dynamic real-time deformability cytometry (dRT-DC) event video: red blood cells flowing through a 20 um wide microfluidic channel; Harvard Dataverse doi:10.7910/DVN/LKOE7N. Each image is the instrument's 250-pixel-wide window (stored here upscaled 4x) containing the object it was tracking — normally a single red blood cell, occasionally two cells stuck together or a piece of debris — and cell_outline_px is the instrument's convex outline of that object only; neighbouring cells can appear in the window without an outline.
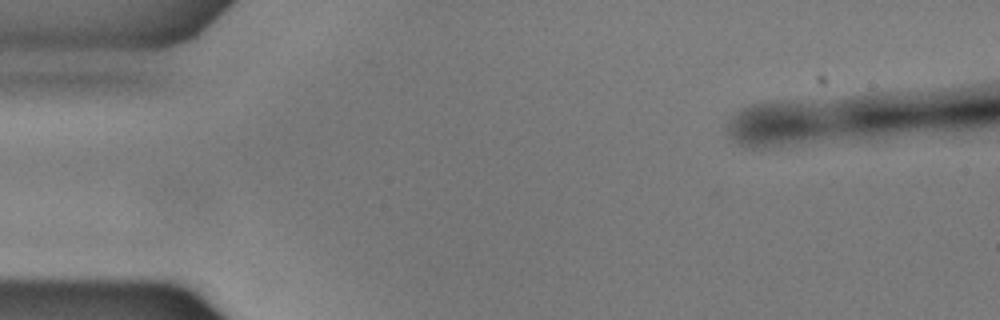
{"species": "common noctule bat (a hibernating species)", "species_latin": "Nyctalus noctula", "temperature_condition": "warm", "stored_images_in_passage": 16, "camera_frame_rate_fps": 3000, "um_per_image_px": 0.085, "animal": {"sex": "male", "body_mass_g": 17.9}, "frame": {"image": 1, "passage_image": 1, "time_ms": 0.0, "image_size_px": [1000, 320], "cell_outline_px": [[820, 128], [804, 132], [768, 136], [752, 136], [744, 128], [744, 124], [752, 116], [760, 112], [792, 112], [816, 120], [820, 124]], "centroid_in_image_um": [66.24, 10.53], "position_along_channel_um": 18.8, "area_um2": 10.17}}